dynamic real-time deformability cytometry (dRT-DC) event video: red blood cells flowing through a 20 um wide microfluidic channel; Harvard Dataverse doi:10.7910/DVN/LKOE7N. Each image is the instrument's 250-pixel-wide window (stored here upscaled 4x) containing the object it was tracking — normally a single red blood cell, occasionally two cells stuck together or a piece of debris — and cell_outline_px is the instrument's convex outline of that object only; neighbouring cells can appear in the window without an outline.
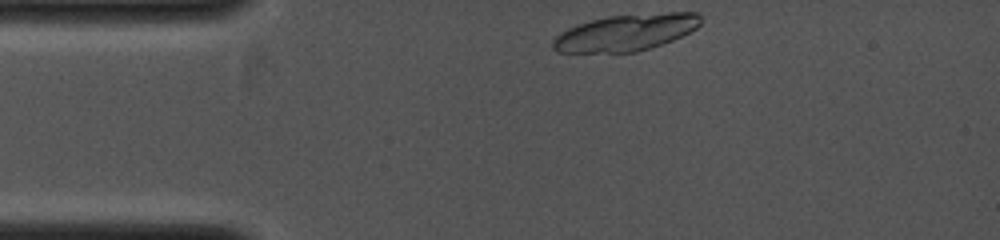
{"species": "common noctule bat (a hibernating species)", "species_latin": "Nyctalus noctula", "temperature_condition": "cold", "stored_images_in_passage": 4, "camera_frame_rate_fps": 4000, "um_per_image_px": 0.085, "animal": {"sex": "female", "body_mass_g": 19.0, "forearm_length_mm": 53.3}, "frame": {"image": 1, "passage_image": 1, "time_ms": 0.0, "image_size_px": [1000, 240], "cell_outline_px": [[700, 24], [696, 28], [672, 40], [636, 52], [556, 52], [552, 48], [552, 40], [560, 32], [576, 24], [608, 16], [668, 12], [696, 12], [700, 16]], "centroid_in_image_um": [53.15, 2.76], "position_along_channel_um": 31.8, "area_um2": 31.27}}